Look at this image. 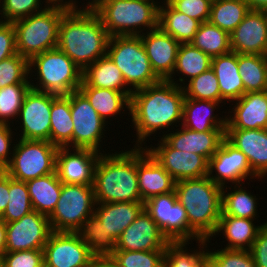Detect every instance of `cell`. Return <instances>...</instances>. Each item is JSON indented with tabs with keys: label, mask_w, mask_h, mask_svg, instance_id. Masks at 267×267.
I'll return each mask as SVG.
<instances>
[{
	"label": "cell",
	"mask_w": 267,
	"mask_h": 267,
	"mask_svg": "<svg viewBox=\"0 0 267 267\" xmlns=\"http://www.w3.org/2000/svg\"><path fill=\"white\" fill-rule=\"evenodd\" d=\"M185 94L179 87L168 80L133 91L131 95L130 116L136 141L134 147L145 145L147 137L166 128L170 130L182 124L183 102ZM180 123V124H179ZM178 124V125H177ZM173 128V129H172Z\"/></svg>",
	"instance_id": "6da1fadb"
},
{
	"label": "cell",
	"mask_w": 267,
	"mask_h": 267,
	"mask_svg": "<svg viewBox=\"0 0 267 267\" xmlns=\"http://www.w3.org/2000/svg\"><path fill=\"white\" fill-rule=\"evenodd\" d=\"M110 35L92 8L71 7L59 25L57 48L83 72L107 55Z\"/></svg>",
	"instance_id": "7a4b0ae2"
},
{
	"label": "cell",
	"mask_w": 267,
	"mask_h": 267,
	"mask_svg": "<svg viewBox=\"0 0 267 267\" xmlns=\"http://www.w3.org/2000/svg\"><path fill=\"white\" fill-rule=\"evenodd\" d=\"M175 193L186 210L189 241L212 240L222 213V187L204 176L177 181Z\"/></svg>",
	"instance_id": "3957f363"
},
{
	"label": "cell",
	"mask_w": 267,
	"mask_h": 267,
	"mask_svg": "<svg viewBox=\"0 0 267 267\" xmlns=\"http://www.w3.org/2000/svg\"><path fill=\"white\" fill-rule=\"evenodd\" d=\"M93 189L96 203L143 202L138 188L137 147L112 154L103 150Z\"/></svg>",
	"instance_id": "277c9868"
},
{
	"label": "cell",
	"mask_w": 267,
	"mask_h": 267,
	"mask_svg": "<svg viewBox=\"0 0 267 267\" xmlns=\"http://www.w3.org/2000/svg\"><path fill=\"white\" fill-rule=\"evenodd\" d=\"M159 3L154 0H100L92 9L110 37L140 36L144 30L148 32L158 27Z\"/></svg>",
	"instance_id": "5b68a950"
},
{
	"label": "cell",
	"mask_w": 267,
	"mask_h": 267,
	"mask_svg": "<svg viewBox=\"0 0 267 267\" xmlns=\"http://www.w3.org/2000/svg\"><path fill=\"white\" fill-rule=\"evenodd\" d=\"M70 8L49 4L38 13L14 21L17 53L30 61L36 55L57 48L59 25Z\"/></svg>",
	"instance_id": "8992f818"
},
{
	"label": "cell",
	"mask_w": 267,
	"mask_h": 267,
	"mask_svg": "<svg viewBox=\"0 0 267 267\" xmlns=\"http://www.w3.org/2000/svg\"><path fill=\"white\" fill-rule=\"evenodd\" d=\"M82 74L79 67L58 48L36 55L29 61V78L37 77L30 79V81L37 80L35 84L34 81L30 82L31 89L40 92L55 95L70 94L79 90Z\"/></svg>",
	"instance_id": "52a82bcc"
},
{
	"label": "cell",
	"mask_w": 267,
	"mask_h": 267,
	"mask_svg": "<svg viewBox=\"0 0 267 267\" xmlns=\"http://www.w3.org/2000/svg\"><path fill=\"white\" fill-rule=\"evenodd\" d=\"M107 55L121 71L124 81L132 91L161 80L152 70L140 36L110 37Z\"/></svg>",
	"instance_id": "ba28073f"
},
{
	"label": "cell",
	"mask_w": 267,
	"mask_h": 267,
	"mask_svg": "<svg viewBox=\"0 0 267 267\" xmlns=\"http://www.w3.org/2000/svg\"><path fill=\"white\" fill-rule=\"evenodd\" d=\"M4 171L14 180L27 182L55 172L58 147L49 141L18 139Z\"/></svg>",
	"instance_id": "9c48e42d"
},
{
	"label": "cell",
	"mask_w": 267,
	"mask_h": 267,
	"mask_svg": "<svg viewBox=\"0 0 267 267\" xmlns=\"http://www.w3.org/2000/svg\"><path fill=\"white\" fill-rule=\"evenodd\" d=\"M95 206L93 185L62 184L57 205L48 217L51 230L76 232L94 214Z\"/></svg>",
	"instance_id": "30bf717a"
},
{
	"label": "cell",
	"mask_w": 267,
	"mask_h": 267,
	"mask_svg": "<svg viewBox=\"0 0 267 267\" xmlns=\"http://www.w3.org/2000/svg\"><path fill=\"white\" fill-rule=\"evenodd\" d=\"M70 108L74 126L73 148H89L102 152V138L106 137L104 134L108 123L79 90L70 93Z\"/></svg>",
	"instance_id": "8fae6325"
},
{
	"label": "cell",
	"mask_w": 267,
	"mask_h": 267,
	"mask_svg": "<svg viewBox=\"0 0 267 267\" xmlns=\"http://www.w3.org/2000/svg\"><path fill=\"white\" fill-rule=\"evenodd\" d=\"M144 209L170 242H189L186 210L177 201L175 191L150 198L144 202Z\"/></svg>",
	"instance_id": "7c38bea8"
},
{
	"label": "cell",
	"mask_w": 267,
	"mask_h": 267,
	"mask_svg": "<svg viewBox=\"0 0 267 267\" xmlns=\"http://www.w3.org/2000/svg\"><path fill=\"white\" fill-rule=\"evenodd\" d=\"M43 252L44 267H90L94 257L76 232L52 231Z\"/></svg>",
	"instance_id": "4fadbf2b"
},
{
	"label": "cell",
	"mask_w": 267,
	"mask_h": 267,
	"mask_svg": "<svg viewBox=\"0 0 267 267\" xmlns=\"http://www.w3.org/2000/svg\"><path fill=\"white\" fill-rule=\"evenodd\" d=\"M207 176L221 187L229 182L235 185L242 184L241 182H245L246 179H260L252 171L246 155L226 138L222 140L217 152L208 160Z\"/></svg>",
	"instance_id": "5bb4252c"
},
{
	"label": "cell",
	"mask_w": 267,
	"mask_h": 267,
	"mask_svg": "<svg viewBox=\"0 0 267 267\" xmlns=\"http://www.w3.org/2000/svg\"><path fill=\"white\" fill-rule=\"evenodd\" d=\"M52 93L30 89L26 94L17 121L18 139L50 142Z\"/></svg>",
	"instance_id": "9a60e30c"
},
{
	"label": "cell",
	"mask_w": 267,
	"mask_h": 267,
	"mask_svg": "<svg viewBox=\"0 0 267 267\" xmlns=\"http://www.w3.org/2000/svg\"><path fill=\"white\" fill-rule=\"evenodd\" d=\"M51 232L48 216L33 210L6 223V252L43 250Z\"/></svg>",
	"instance_id": "2e32d148"
},
{
	"label": "cell",
	"mask_w": 267,
	"mask_h": 267,
	"mask_svg": "<svg viewBox=\"0 0 267 267\" xmlns=\"http://www.w3.org/2000/svg\"><path fill=\"white\" fill-rule=\"evenodd\" d=\"M101 154L89 148H58L55 167L58 179L62 184L93 185Z\"/></svg>",
	"instance_id": "e0dca14e"
},
{
	"label": "cell",
	"mask_w": 267,
	"mask_h": 267,
	"mask_svg": "<svg viewBox=\"0 0 267 267\" xmlns=\"http://www.w3.org/2000/svg\"><path fill=\"white\" fill-rule=\"evenodd\" d=\"M158 142L146 149L176 182L207 176L208 161L202 155L173 149L162 138Z\"/></svg>",
	"instance_id": "ac0fdd59"
},
{
	"label": "cell",
	"mask_w": 267,
	"mask_h": 267,
	"mask_svg": "<svg viewBox=\"0 0 267 267\" xmlns=\"http://www.w3.org/2000/svg\"><path fill=\"white\" fill-rule=\"evenodd\" d=\"M169 243L168 238L144 209L121 233L116 241V250H166Z\"/></svg>",
	"instance_id": "d6986e66"
},
{
	"label": "cell",
	"mask_w": 267,
	"mask_h": 267,
	"mask_svg": "<svg viewBox=\"0 0 267 267\" xmlns=\"http://www.w3.org/2000/svg\"><path fill=\"white\" fill-rule=\"evenodd\" d=\"M230 47L237 54L267 56V21L263 11L250 10L230 34Z\"/></svg>",
	"instance_id": "ffe728a7"
},
{
	"label": "cell",
	"mask_w": 267,
	"mask_h": 267,
	"mask_svg": "<svg viewBox=\"0 0 267 267\" xmlns=\"http://www.w3.org/2000/svg\"><path fill=\"white\" fill-rule=\"evenodd\" d=\"M152 70L161 80L173 73L180 43L160 27L140 35Z\"/></svg>",
	"instance_id": "44dd1931"
},
{
	"label": "cell",
	"mask_w": 267,
	"mask_h": 267,
	"mask_svg": "<svg viewBox=\"0 0 267 267\" xmlns=\"http://www.w3.org/2000/svg\"><path fill=\"white\" fill-rule=\"evenodd\" d=\"M137 177L143 203L154 196L175 191L176 181L146 147H137Z\"/></svg>",
	"instance_id": "7402d4cb"
},
{
	"label": "cell",
	"mask_w": 267,
	"mask_h": 267,
	"mask_svg": "<svg viewBox=\"0 0 267 267\" xmlns=\"http://www.w3.org/2000/svg\"><path fill=\"white\" fill-rule=\"evenodd\" d=\"M234 103L226 130L267 129V91L246 93Z\"/></svg>",
	"instance_id": "603a6c76"
},
{
	"label": "cell",
	"mask_w": 267,
	"mask_h": 267,
	"mask_svg": "<svg viewBox=\"0 0 267 267\" xmlns=\"http://www.w3.org/2000/svg\"><path fill=\"white\" fill-rule=\"evenodd\" d=\"M225 138L246 155L260 180L267 176V129L225 130Z\"/></svg>",
	"instance_id": "cb8c5ba5"
},
{
	"label": "cell",
	"mask_w": 267,
	"mask_h": 267,
	"mask_svg": "<svg viewBox=\"0 0 267 267\" xmlns=\"http://www.w3.org/2000/svg\"><path fill=\"white\" fill-rule=\"evenodd\" d=\"M181 128V129H180ZM161 137L171 148L202 155L207 161L217 152L225 131L197 132L181 127Z\"/></svg>",
	"instance_id": "d4e9b609"
},
{
	"label": "cell",
	"mask_w": 267,
	"mask_h": 267,
	"mask_svg": "<svg viewBox=\"0 0 267 267\" xmlns=\"http://www.w3.org/2000/svg\"><path fill=\"white\" fill-rule=\"evenodd\" d=\"M218 101L197 100L184 98L182 126L197 132L204 131H225L227 116L219 117L213 112L223 105ZM217 106V107H216Z\"/></svg>",
	"instance_id": "484cf974"
},
{
	"label": "cell",
	"mask_w": 267,
	"mask_h": 267,
	"mask_svg": "<svg viewBox=\"0 0 267 267\" xmlns=\"http://www.w3.org/2000/svg\"><path fill=\"white\" fill-rule=\"evenodd\" d=\"M143 210V202L96 203L94 214L103 224L105 234L116 242Z\"/></svg>",
	"instance_id": "4316f807"
},
{
	"label": "cell",
	"mask_w": 267,
	"mask_h": 267,
	"mask_svg": "<svg viewBox=\"0 0 267 267\" xmlns=\"http://www.w3.org/2000/svg\"><path fill=\"white\" fill-rule=\"evenodd\" d=\"M211 69L219 83L220 102L224 105L226 101L232 103L244 95V85L238 69L236 52L231 51L213 57Z\"/></svg>",
	"instance_id": "83f0119b"
},
{
	"label": "cell",
	"mask_w": 267,
	"mask_h": 267,
	"mask_svg": "<svg viewBox=\"0 0 267 267\" xmlns=\"http://www.w3.org/2000/svg\"><path fill=\"white\" fill-rule=\"evenodd\" d=\"M79 91L87 98L91 106L106 123L109 122V124H111L110 121L107 120L110 117H117L118 113L125 114V108L128 109L127 111H129L128 113L130 114L132 93L90 87L83 79Z\"/></svg>",
	"instance_id": "f1b7e54d"
},
{
	"label": "cell",
	"mask_w": 267,
	"mask_h": 267,
	"mask_svg": "<svg viewBox=\"0 0 267 267\" xmlns=\"http://www.w3.org/2000/svg\"><path fill=\"white\" fill-rule=\"evenodd\" d=\"M254 219L239 218L229 215H221L213 239L222 233L228 244L225 249L250 250L257 237L261 225H255Z\"/></svg>",
	"instance_id": "f546056e"
},
{
	"label": "cell",
	"mask_w": 267,
	"mask_h": 267,
	"mask_svg": "<svg viewBox=\"0 0 267 267\" xmlns=\"http://www.w3.org/2000/svg\"><path fill=\"white\" fill-rule=\"evenodd\" d=\"M73 128L70 94H52L50 142L58 148H73Z\"/></svg>",
	"instance_id": "4dcf8cb0"
},
{
	"label": "cell",
	"mask_w": 267,
	"mask_h": 267,
	"mask_svg": "<svg viewBox=\"0 0 267 267\" xmlns=\"http://www.w3.org/2000/svg\"><path fill=\"white\" fill-rule=\"evenodd\" d=\"M159 5L158 27L180 44L191 43L201 22L175 10L166 0Z\"/></svg>",
	"instance_id": "1f68e13d"
},
{
	"label": "cell",
	"mask_w": 267,
	"mask_h": 267,
	"mask_svg": "<svg viewBox=\"0 0 267 267\" xmlns=\"http://www.w3.org/2000/svg\"><path fill=\"white\" fill-rule=\"evenodd\" d=\"M82 79L90 87L133 93L124 81L121 71L108 55L99 58L96 62L89 65L83 71Z\"/></svg>",
	"instance_id": "d6a6232c"
},
{
	"label": "cell",
	"mask_w": 267,
	"mask_h": 267,
	"mask_svg": "<svg viewBox=\"0 0 267 267\" xmlns=\"http://www.w3.org/2000/svg\"><path fill=\"white\" fill-rule=\"evenodd\" d=\"M34 211L50 216L61 195L62 182L54 173L26 182Z\"/></svg>",
	"instance_id": "836d02e7"
},
{
	"label": "cell",
	"mask_w": 267,
	"mask_h": 267,
	"mask_svg": "<svg viewBox=\"0 0 267 267\" xmlns=\"http://www.w3.org/2000/svg\"><path fill=\"white\" fill-rule=\"evenodd\" d=\"M211 61L212 58L209 55L205 54L191 43L180 44L176 58L175 69L167 80L179 87H183L186 82L185 80L188 82L192 78L197 77L201 73L209 70L211 68ZM176 73H178L180 76L182 75L181 77L179 76L177 81H175L176 79L174 78ZM178 81L180 83H178Z\"/></svg>",
	"instance_id": "e575fe53"
},
{
	"label": "cell",
	"mask_w": 267,
	"mask_h": 267,
	"mask_svg": "<svg viewBox=\"0 0 267 267\" xmlns=\"http://www.w3.org/2000/svg\"><path fill=\"white\" fill-rule=\"evenodd\" d=\"M198 249L191 250L189 253L190 242L179 241L170 242L165 250L164 267H209L207 255V245L210 240H197Z\"/></svg>",
	"instance_id": "d590c367"
},
{
	"label": "cell",
	"mask_w": 267,
	"mask_h": 267,
	"mask_svg": "<svg viewBox=\"0 0 267 267\" xmlns=\"http://www.w3.org/2000/svg\"><path fill=\"white\" fill-rule=\"evenodd\" d=\"M243 185L244 183L242 185L235 184L232 188L230 186L227 188V185L222 187L221 215L256 220L259 217L257 216L258 198L256 195L251 194L250 191H247V188H243ZM228 189H230L229 193L227 192Z\"/></svg>",
	"instance_id": "8d00e7d4"
},
{
	"label": "cell",
	"mask_w": 267,
	"mask_h": 267,
	"mask_svg": "<svg viewBox=\"0 0 267 267\" xmlns=\"http://www.w3.org/2000/svg\"><path fill=\"white\" fill-rule=\"evenodd\" d=\"M237 63L244 85V94L267 91V56L237 54Z\"/></svg>",
	"instance_id": "74e56055"
},
{
	"label": "cell",
	"mask_w": 267,
	"mask_h": 267,
	"mask_svg": "<svg viewBox=\"0 0 267 267\" xmlns=\"http://www.w3.org/2000/svg\"><path fill=\"white\" fill-rule=\"evenodd\" d=\"M249 11L244 0L213 1L209 22L231 34Z\"/></svg>",
	"instance_id": "f35d334b"
},
{
	"label": "cell",
	"mask_w": 267,
	"mask_h": 267,
	"mask_svg": "<svg viewBox=\"0 0 267 267\" xmlns=\"http://www.w3.org/2000/svg\"><path fill=\"white\" fill-rule=\"evenodd\" d=\"M76 233L94 256H110L116 250V242L105 234L103 224L95 214L85 219Z\"/></svg>",
	"instance_id": "ab89813d"
},
{
	"label": "cell",
	"mask_w": 267,
	"mask_h": 267,
	"mask_svg": "<svg viewBox=\"0 0 267 267\" xmlns=\"http://www.w3.org/2000/svg\"><path fill=\"white\" fill-rule=\"evenodd\" d=\"M191 44L211 58L232 51L230 34L209 21L201 23Z\"/></svg>",
	"instance_id": "60d3db41"
},
{
	"label": "cell",
	"mask_w": 267,
	"mask_h": 267,
	"mask_svg": "<svg viewBox=\"0 0 267 267\" xmlns=\"http://www.w3.org/2000/svg\"><path fill=\"white\" fill-rule=\"evenodd\" d=\"M33 211L26 182L17 181L9 176V201L0 216L6 223L20 220Z\"/></svg>",
	"instance_id": "b9f144b4"
},
{
	"label": "cell",
	"mask_w": 267,
	"mask_h": 267,
	"mask_svg": "<svg viewBox=\"0 0 267 267\" xmlns=\"http://www.w3.org/2000/svg\"><path fill=\"white\" fill-rule=\"evenodd\" d=\"M31 84H13L0 89V124L17 122L24 98ZM12 121H11V120Z\"/></svg>",
	"instance_id": "7bdbcfd3"
},
{
	"label": "cell",
	"mask_w": 267,
	"mask_h": 267,
	"mask_svg": "<svg viewBox=\"0 0 267 267\" xmlns=\"http://www.w3.org/2000/svg\"><path fill=\"white\" fill-rule=\"evenodd\" d=\"M183 90L187 98L220 102L219 83L211 68L185 83Z\"/></svg>",
	"instance_id": "ee69618b"
},
{
	"label": "cell",
	"mask_w": 267,
	"mask_h": 267,
	"mask_svg": "<svg viewBox=\"0 0 267 267\" xmlns=\"http://www.w3.org/2000/svg\"><path fill=\"white\" fill-rule=\"evenodd\" d=\"M165 250H115L110 256L120 267H164Z\"/></svg>",
	"instance_id": "f6af8a7d"
},
{
	"label": "cell",
	"mask_w": 267,
	"mask_h": 267,
	"mask_svg": "<svg viewBox=\"0 0 267 267\" xmlns=\"http://www.w3.org/2000/svg\"><path fill=\"white\" fill-rule=\"evenodd\" d=\"M29 61L18 53L0 62V89L13 84H30Z\"/></svg>",
	"instance_id": "bcb514c9"
},
{
	"label": "cell",
	"mask_w": 267,
	"mask_h": 267,
	"mask_svg": "<svg viewBox=\"0 0 267 267\" xmlns=\"http://www.w3.org/2000/svg\"><path fill=\"white\" fill-rule=\"evenodd\" d=\"M207 255L209 267H257L250 250L212 248L210 251L207 247Z\"/></svg>",
	"instance_id": "7dc6e473"
},
{
	"label": "cell",
	"mask_w": 267,
	"mask_h": 267,
	"mask_svg": "<svg viewBox=\"0 0 267 267\" xmlns=\"http://www.w3.org/2000/svg\"><path fill=\"white\" fill-rule=\"evenodd\" d=\"M42 0H0V21L13 23L16 20L28 17L44 10ZM4 19V20H3Z\"/></svg>",
	"instance_id": "c3c4849f"
},
{
	"label": "cell",
	"mask_w": 267,
	"mask_h": 267,
	"mask_svg": "<svg viewBox=\"0 0 267 267\" xmlns=\"http://www.w3.org/2000/svg\"><path fill=\"white\" fill-rule=\"evenodd\" d=\"M175 10L201 23L208 22L211 11L210 0H166Z\"/></svg>",
	"instance_id": "681fc988"
},
{
	"label": "cell",
	"mask_w": 267,
	"mask_h": 267,
	"mask_svg": "<svg viewBox=\"0 0 267 267\" xmlns=\"http://www.w3.org/2000/svg\"><path fill=\"white\" fill-rule=\"evenodd\" d=\"M4 267H44L43 250L5 252L2 256Z\"/></svg>",
	"instance_id": "f907efd6"
},
{
	"label": "cell",
	"mask_w": 267,
	"mask_h": 267,
	"mask_svg": "<svg viewBox=\"0 0 267 267\" xmlns=\"http://www.w3.org/2000/svg\"><path fill=\"white\" fill-rule=\"evenodd\" d=\"M17 54L13 23L0 21V62Z\"/></svg>",
	"instance_id": "816d5d0a"
},
{
	"label": "cell",
	"mask_w": 267,
	"mask_h": 267,
	"mask_svg": "<svg viewBox=\"0 0 267 267\" xmlns=\"http://www.w3.org/2000/svg\"><path fill=\"white\" fill-rule=\"evenodd\" d=\"M11 129L12 127L8 124H0V170H3L11 160L14 151L12 149L15 147V144L12 143H16L12 142L14 140L13 138L17 141V138L13 136L17 134Z\"/></svg>",
	"instance_id": "f5cc1de1"
},
{
	"label": "cell",
	"mask_w": 267,
	"mask_h": 267,
	"mask_svg": "<svg viewBox=\"0 0 267 267\" xmlns=\"http://www.w3.org/2000/svg\"><path fill=\"white\" fill-rule=\"evenodd\" d=\"M250 252L257 267H267V222L261 225Z\"/></svg>",
	"instance_id": "db71d44e"
},
{
	"label": "cell",
	"mask_w": 267,
	"mask_h": 267,
	"mask_svg": "<svg viewBox=\"0 0 267 267\" xmlns=\"http://www.w3.org/2000/svg\"><path fill=\"white\" fill-rule=\"evenodd\" d=\"M9 201V175L4 171L0 170V216Z\"/></svg>",
	"instance_id": "11a10c76"
},
{
	"label": "cell",
	"mask_w": 267,
	"mask_h": 267,
	"mask_svg": "<svg viewBox=\"0 0 267 267\" xmlns=\"http://www.w3.org/2000/svg\"><path fill=\"white\" fill-rule=\"evenodd\" d=\"M90 267H120L111 256H94Z\"/></svg>",
	"instance_id": "9f6ffc18"
},
{
	"label": "cell",
	"mask_w": 267,
	"mask_h": 267,
	"mask_svg": "<svg viewBox=\"0 0 267 267\" xmlns=\"http://www.w3.org/2000/svg\"><path fill=\"white\" fill-rule=\"evenodd\" d=\"M6 252V222L0 218V258Z\"/></svg>",
	"instance_id": "6f0895ef"
},
{
	"label": "cell",
	"mask_w": 267,
	"mask_h": 267,
	"mask_svg": "<svg viewBox=\"0 0 267 267\" xmlns=\"http://www.w3.org/2000/svg\"><path fill=\"white\" fill-rule=\"evenodd\" d=\"M250 10L263 11L267 8V0H244Z\"/></svg>",
	"instance_id": "680465c9"
},
{
	"label": "cell",
	"mask_w": 267,
	"mask_h": 267,
	"mask_svg": "<svg viewBox=\"0 0 267 267\" xmlns=\"http://www.w3.org/2000/svg\"><path fill=\"white\" fill-rule=\"evenodd\" d=\"M46 4H63V5H67L69 7H78L77 3L78 1L76 0H46L44 1ZM77 5V6H76Z\"/></svg>",
	"instance_id": "91938a15"
},
{
	"label": "cell",
	"mask_w": 267,
	"mask_h": 267,
	"mask_svg": "<svg viewBox=\"0 0 267 267\" xmlns=\"http://www.w3.org/2000/svg\"><path fill=\"white\" fill-rule=\"evenodd\" d=\"M100 0H89L87 1V5L85 4V8H92L94 7Z\"/></svg>",
	"instance_id": "94428289"
},
{
	"label": "cell",
	"mask_w": 267,
	"mask_h": 267,
	"mask_svg": "<svg viewBox=\"0 0 267 267\" xmlns=\"http://www.w3.org/2000/svg\"><path fill=\"white\" fill-rule=\"evenodd\" d=\"M263 13H264L266 21H267V8L265 10H263Z\"/></svg>",
	"instance_id": "6125c7cd"
},
{
	"label": "cell",
	"mask_w": 267,
	"mask_h": 267,
	"mask_svg": "<svg viewBox=\"0 0 267 267\" xmlns=\"http://www.w3.org/2000/svg\"><path fill=\"white\" fill-rule=\"evenodd\" d=\"M0 267H4V264H3L2 258H0Z\"/></svg>",
	"instance_id": "be15d7a7"
}]
</instances>
